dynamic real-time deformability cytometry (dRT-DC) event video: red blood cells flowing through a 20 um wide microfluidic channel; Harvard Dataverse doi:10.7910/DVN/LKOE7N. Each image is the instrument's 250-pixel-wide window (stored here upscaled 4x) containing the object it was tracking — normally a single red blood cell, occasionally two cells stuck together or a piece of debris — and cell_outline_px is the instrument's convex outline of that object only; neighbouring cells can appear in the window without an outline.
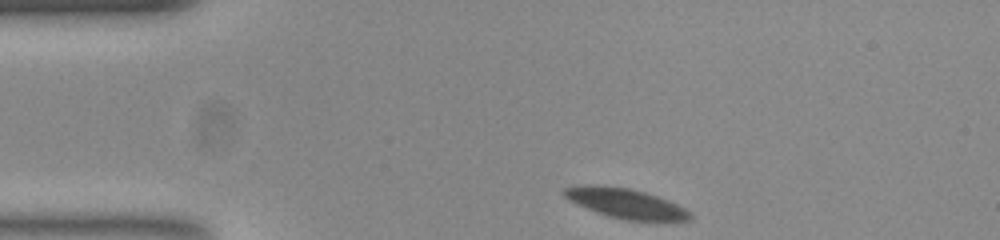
{"species": "common noctule bat (a hibernating species)", "species_latin": "Nyctalus noctula", "temperature_condition": "room temperature", "stored_images_in_passage": 46, "camera_frame_rate_fps": 3000, "um_per_image_px": 0.085, "animal": {"sex": "female", "body_mass_g": 23.0, "forearm_length_mm": 53.4}, "frame": {"image": 1, "passage_image": 1, "time_ms": 0.0, "image_size_px": [1000, 240], "cell_outline_px": [[692, 216], [688, 220], [628, 220], [608, 216], [596, 212], [564, 196], [564, 188], [628, 188], [644, 192], [656, 196], [676, 204], [684, 208]], "centroid_in_image_um": [53.3, 17.34], "position_along_channel_um": 31.7, "area_um2": 20.11}}
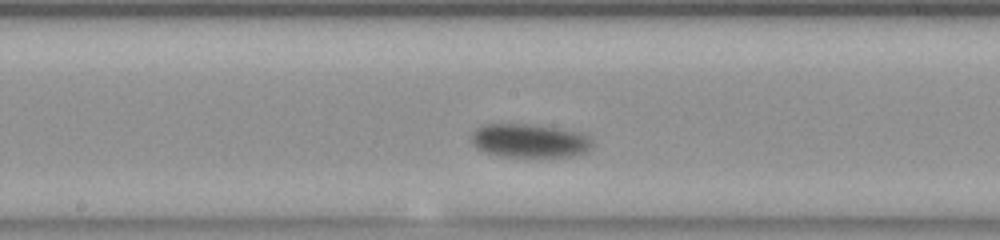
{"frame": {"image": 2, "passage_image": 19, "time_ms": 6.0, "image_size_px": [1000, 240], "cell_outline_px": [[592, 144], [584, 152], [572, 156], [500, 156], [484, 152], [476, 148], [472, 144], [472, 132], [476, 128], [484, 124], [520, 124], [552, 128], [584, 136], [592, 140]], "centroid_in_image_um": [44.87, 11.98], "position_along_channel_um": 203.3, "area_um2": 22.83}}
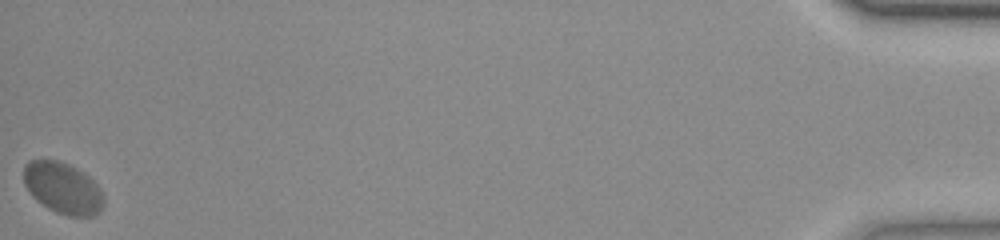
{"frame": {"image": 3, "passage_image": 46, "time_ms": 15.0, "image_size_px": [1000, 240], "cell_outline_px": [[104, 204], [100, 212], [92, 216], [68, 216], [56, 212], [48, 208], [36, 200], [32, 196], [24, 184], [24, 164], [28, 160], [56, 160], [68, 164], [88, 176], [100, 188], [104, 196]], "centroid_in_image_um": [5.34, 16.0], "position_along_channel_um": 429.9, "area_um2": 23.93}, "authors_computed_cell_mechanics": {"area_um2": 23.0044, "velocity_mm_per_s": 3.6563, "shape_relaxation_time_tau1_ms": 3.0687, "shape_relaxation_time_tau2_ms": 2.112, "deformation_change_tau1": 0.0669, "deformation_change_tau2": 0.028}}